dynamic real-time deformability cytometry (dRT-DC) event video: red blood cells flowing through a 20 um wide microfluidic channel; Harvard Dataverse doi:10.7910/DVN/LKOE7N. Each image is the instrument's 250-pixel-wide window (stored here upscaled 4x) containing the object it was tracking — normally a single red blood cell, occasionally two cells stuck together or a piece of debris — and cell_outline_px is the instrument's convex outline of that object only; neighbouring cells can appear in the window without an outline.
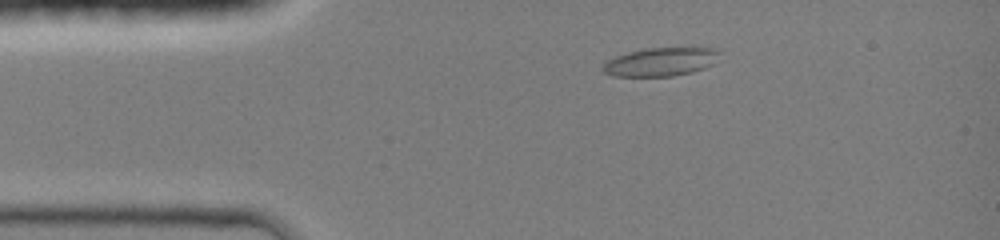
{"species": "common noctule bat (a hibernating species)", "species_latin": "Nyctalus noctula", "temperature_condition": "room temperature", "stored_images_in_passage": 38, "camera_frame_rate_fps": 3000, "um_per_image_px": 0.085, "animal": {"sex": "female", "body_mass_g": 19.0, "forearm_length_mm": 51.5}, "frame": {"image": 1, "passage_image": 3, "time_ms": 0.667, "image_size_px": [1000, 240], "cell_outline_px": [[720, 52], [716, 64], [692, 72], [672, 76], [612, 76], [604, 72], [600, 68], [604, 60], [628, 52], [644, 48], [720, 48]], "centroid_in_image_um": [56.15, 5.25], "position_along_channel_um": 28.8, "area_um2": 19.71}}
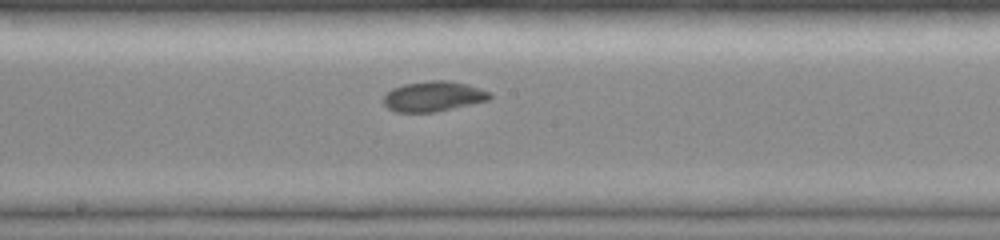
{"frame": {"image": 2, "passage_image": 19, "time_ms": 6.0, "image_size_px": [1000, 240], "cell_outline_px": [[492, 96], [488, 100], [436, 112], [396, 112], [388, 108], [384, 104], [384, 96], [392, 88], [404, 84], [432, 80], [448, 80], [468, 84], [488, 92]], "centroid_in_image_um": [36.82, 8.19], "position_along_channel_um": 211.4, "area_um2": 18.55}}
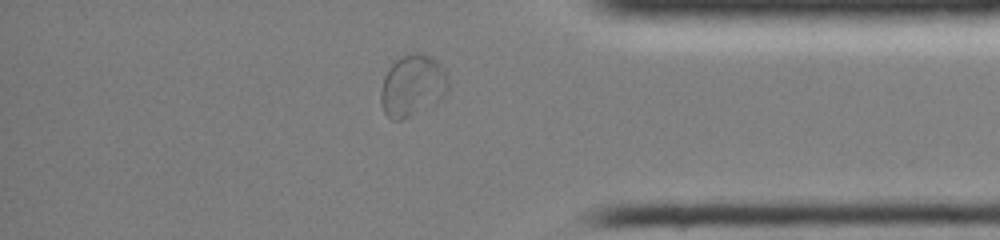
{"frame": {"image": 3, "passage_image": 33, "time_ms": 10.667, "image_size_px": [1000, 240], "cell_outline_px": [[448, 88], [444, 96], [436, 104], [400, 120], [392, 120], [384, 112], [380, 104], [380, 88], [384, 76], [388, 68], [396, 60], [412, 52], [420, 52], [432, 56], [444, 68], [448, 80]], "centroid_in_image_um": [35.06, 7.27], "position_along_channel_um": 400.1, "area_um2": 24.51}, "authors_computed_cell_mechanics": {"area_um2": 19.1318, "velocity_mm_per_s": 4.1971, "shape_relaxation_time_tau1_ms": 7.7141, "shape_relaxation_time_tau2_ms": 1.4833, "deformation_change_tau1": 0.1964, "deformation_change_tau2": 0.0495}}